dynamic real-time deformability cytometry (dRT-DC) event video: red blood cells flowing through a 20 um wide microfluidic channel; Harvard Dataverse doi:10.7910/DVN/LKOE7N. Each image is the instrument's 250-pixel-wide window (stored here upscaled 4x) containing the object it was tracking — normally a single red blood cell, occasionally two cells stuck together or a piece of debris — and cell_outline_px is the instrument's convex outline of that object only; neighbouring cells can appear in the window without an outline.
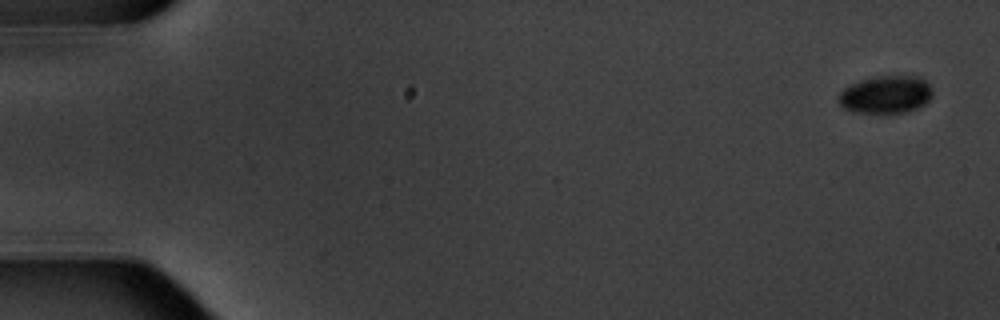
{"species": "common noctule bat (a hibernating species)", "species_latin": "Nyctalus noctula", "temperature_condition": "warm", "stored_images_in_passage": 8, "camera_frame_rate_fps": 3000, "um_per_image_px": 0.085, "animal": {"sex": "male", "body_mass_g": 20.1, "forearm_length_mm": 53.5}, "frame": {"image": 1, "passage_image": 1, "time_ms": 0.0, "image_size_px": [1000, 320], "cell_outline_px": [[932, 96], [924, 104], [916, 108], [904, 112], [884, 116], [856, 112], [844, 108], [836, 100], [836, 96], [848, 84], [860, 80], [876, 76], [900, 72], [920, 76], [932, 88]], "centroid_in_image_um": [75.28, 8.02], "position_along_channel_um": 9.7, "area_um2": 21.96}}
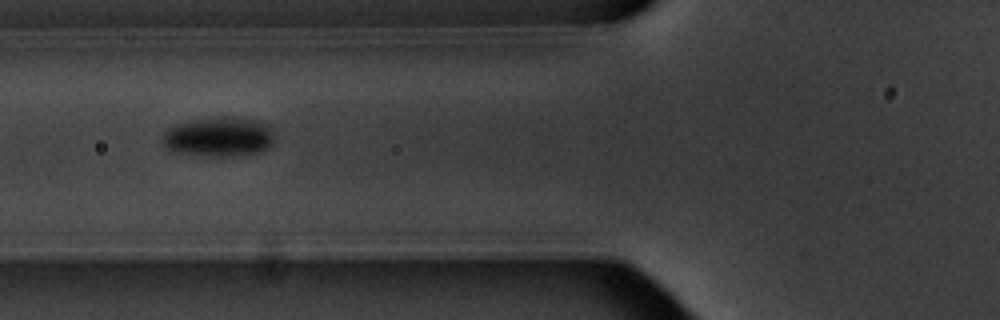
{"frame": {"image": 2, "passage_image": 7, "time_ms": 7.0, "image_size_px": [1000, 320], "cell_outline_px": [[272, 144], [268, 148], [260, 152], [236, 156], [208, 156], [172, 152], [164, 148], [160, 140], [160, 136], [168, 128], [192, 120], [212, 116], [224, 116], [252, 120], [268, 124], [272, 132]], "centroid_in_image_um": [18.53, 11.64], "position_along_channel_um": 107.3, "area_um2": 26.13}}